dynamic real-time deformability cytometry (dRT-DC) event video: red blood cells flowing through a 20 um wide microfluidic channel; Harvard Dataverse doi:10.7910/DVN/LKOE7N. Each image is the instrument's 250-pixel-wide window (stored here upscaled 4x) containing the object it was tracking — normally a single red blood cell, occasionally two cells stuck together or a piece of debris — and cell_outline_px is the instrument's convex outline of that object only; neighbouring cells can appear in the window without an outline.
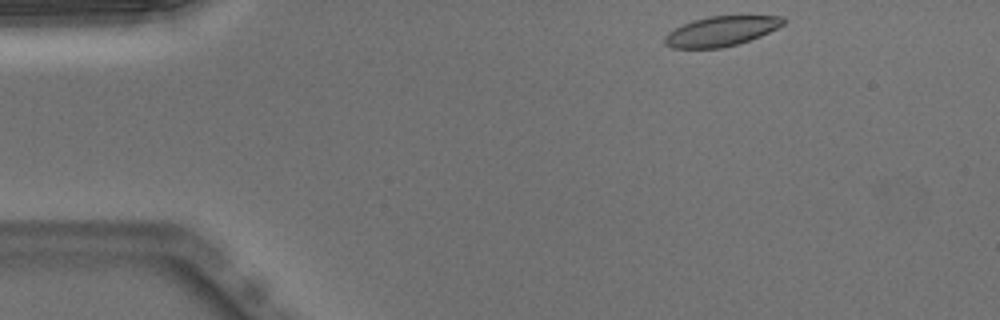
{"species": "Egyptian fruit bat (a non-hibernating species)", "species_latin": "Rousettus aegyptiacus", "temperature_condition": "warm", "stored_images_in_passage": 44, "camera_frame_rate_fps": 3000, "um_per_image_px": 0.085, "animal": {"sex": "male"}, "frame": {"image": 1, "passage_image": 1, "time_ms": 0.0, "image_size_px": [1000, 320], "cell_outline_px": [[788, 20], [784, 24], [760, 36], [736, 44], [720, 48], [672, 48], [664, 44], [664, 36], [668, 32], [692, 20], [708, 16], [784, 16]], "centroid_in_image_um": [61.29, 2.64], "position_along_channel_um": 23.7, "area_um2": 20.52}}
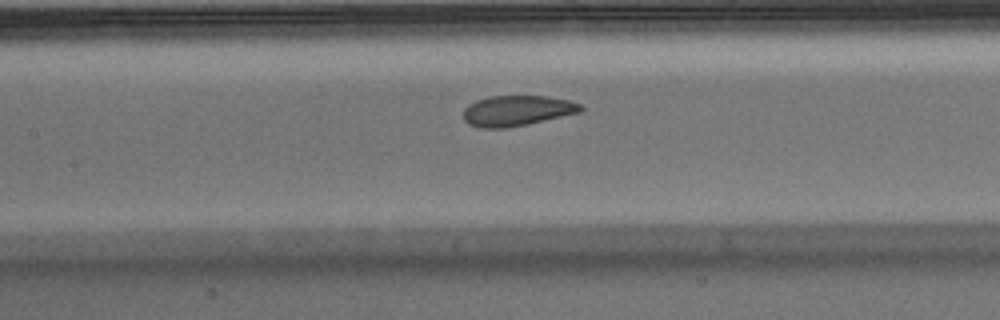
{"frame": {"image": 2, "passage_image": 17, "time_ms": 5.333, "image_size_px": [1000, 320], "cell_outline_px": [[584, 108], [580, 112], [528, 124], [504, 128], [480, 128], [468, 124], [464, 120], [464, 108], [468, 104], [476, 100], [492, 96], [544, 96], [568, 100], [580, 104]], "centroid_in_image_um": [43.91, 9.41], "position_along_channel_um": 163.5, "area_um2": 20.75}}
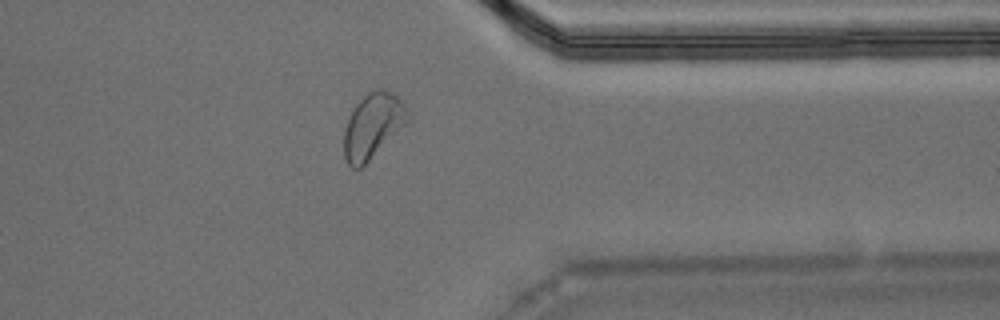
{"frame": {"image": 3, "passage_image": 34, "time_ms": 11.0, "image_size_px": [1000, 320], "cell_outline_px": [[412, 116], [360, 168], [352, 168], [348, 164], [344, 156], [344, 128], [348, 116], [356, 104], [368, 92], [376, 88], [384, 88], [392, 92], [404, 104]], "centroid_in_image_um": [31.66, 10.64], "position_along_channel_um": 379.7, "area_um2": 23.76}, "authors_computed_cell_mechanics": {"area_um2": 21.7328, "velocity_mm_per_s": 3.9568, "shape_relaxation_time_tau1_ms": 3.7253, "shape_relaxation_time_tau2_ms": 3.3675, "deformation_change_tau1": 0.1106, "deformation_change_tau2": 0.0708}}